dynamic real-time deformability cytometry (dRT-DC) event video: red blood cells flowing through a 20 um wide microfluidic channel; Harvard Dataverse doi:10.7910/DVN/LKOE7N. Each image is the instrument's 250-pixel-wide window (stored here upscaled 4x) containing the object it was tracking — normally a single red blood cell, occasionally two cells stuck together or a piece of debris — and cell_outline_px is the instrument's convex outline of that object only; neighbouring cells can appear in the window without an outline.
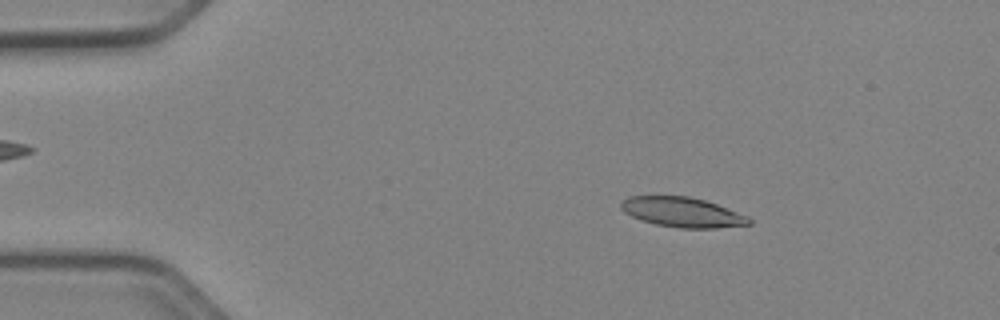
{"species": "Egyptian fruit bat (a non-hibernating species)", "species_latin": "Rousettus aegyptiacus", "temperature_condition": "cold", "stored_images_in_passage": 51, "camera_frame_rate_fps": 3000, "um_per_image_px": 0.085, "animal": {"sex": "female"}, "frame": {"image": 1, "passage_image": 8, "time_ms": 2.333, "image_size_px": [1000, 320], "cell_outline_px": [[752, 224], [716, 228], [680, 228], [656, 224], [632, 216], [624, 212], [620, 208], [620, 204], [628, 196], [688, 196], [704, 200], [716, 204], [748, 216], [752, 220]], "centroid_in_image_um": [58.01, 18.04], "position_along_channel_um": 27.0, "area_um2": 22.08}}
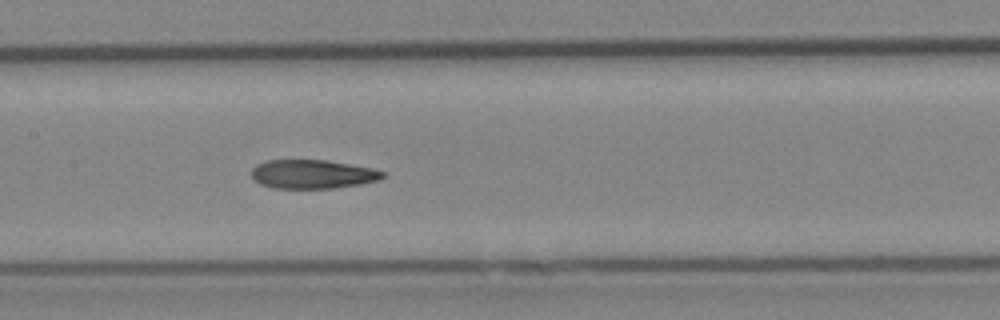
{"frame": {"image": 2, "passage_image": 25, "time_ms": 8.0, "image_size_px": [1000, 320], "cell_outline_px": [[384, 176], [380, 180], [360, 184], [332, 188], [272, 188], [260, 184], [252, 180], [252, 168], [256, 164], [264, 160], [328, 160], [372, 168], [384, 172]], "centroid_in_image_um": [26.53, 14.8], "position_along_channel_um": 180.9, "area_um2": 22.2}}
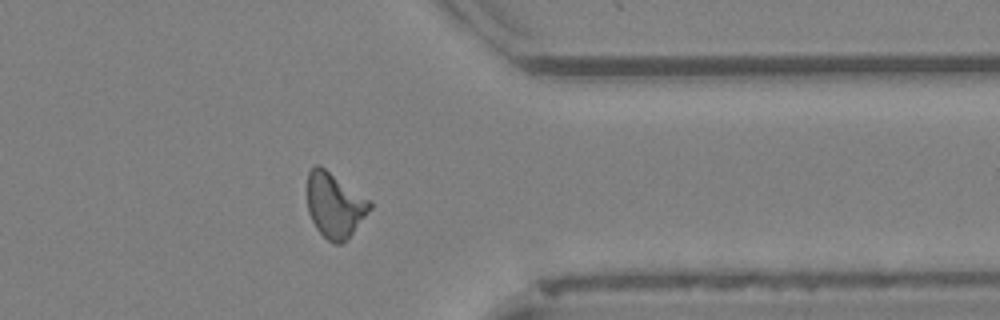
{"frame": {"image": 3, "passage_image": 41, "time_ms": 13.333, "image_size_px": [1000, 320], "cell_outline_px": [[372, 208], [352, 232], [340, 244], [332, 244], [316, 228], [308, 212], [308, 172], [316, 164], [320, 164], [372, 200]], "centroid_in_image_um": [28.46, 17.4], "position_along_channel_um": 382.9, "area_um2": 23.7}, "authors_computed_cell_mechanics": {"area_um2": 22.7732, "velocity_mm_per_s": 3.9492, "shape_relaxation_time_tau1_ms": 10.448, "shape_relaxation_time_tau2_ms": 5.9142, "deformation_change_tau1": 0.2272, "deformation_change_tau2": 0.1655}}